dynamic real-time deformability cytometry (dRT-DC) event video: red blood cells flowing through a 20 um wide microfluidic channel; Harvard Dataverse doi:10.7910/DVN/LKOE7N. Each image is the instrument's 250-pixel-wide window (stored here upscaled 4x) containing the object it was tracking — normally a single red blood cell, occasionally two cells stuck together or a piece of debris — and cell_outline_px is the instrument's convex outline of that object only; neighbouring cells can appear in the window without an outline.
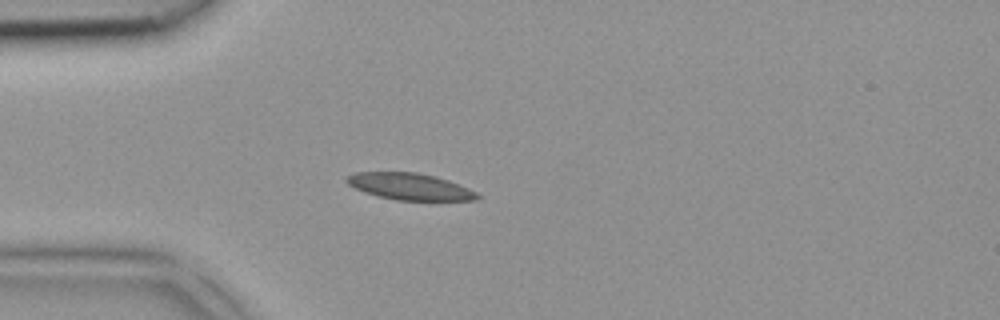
{"species": "common noctule bat (a hibernating species)", "species_latin": "Nyctalus noctula", "temperature_condition": "room temperature", "stored_images_in_passage": 4, "camera_frame_rate_fps": 3000, "um_per_image_px": 0.085, "animal": {"sex": "female", "body_mass_g": 18.4}, "frame": {"image": 1, "passage_image": 4, "time_ms": 1.0, "image_size_px": [1000, 320], "cell_outline_px": [[480, 196], [476, 200], [396, 200], [376, 196], [364, 192], [348, 184], [344, 180], [348, 176], [356, 172], [416, 172], [436, 176], [460, 184], [476, 192]], "centroid_in_image_um": [34.83, 15.85], "position_along_channel_um": 50.2, "area_um2": 20.29}}